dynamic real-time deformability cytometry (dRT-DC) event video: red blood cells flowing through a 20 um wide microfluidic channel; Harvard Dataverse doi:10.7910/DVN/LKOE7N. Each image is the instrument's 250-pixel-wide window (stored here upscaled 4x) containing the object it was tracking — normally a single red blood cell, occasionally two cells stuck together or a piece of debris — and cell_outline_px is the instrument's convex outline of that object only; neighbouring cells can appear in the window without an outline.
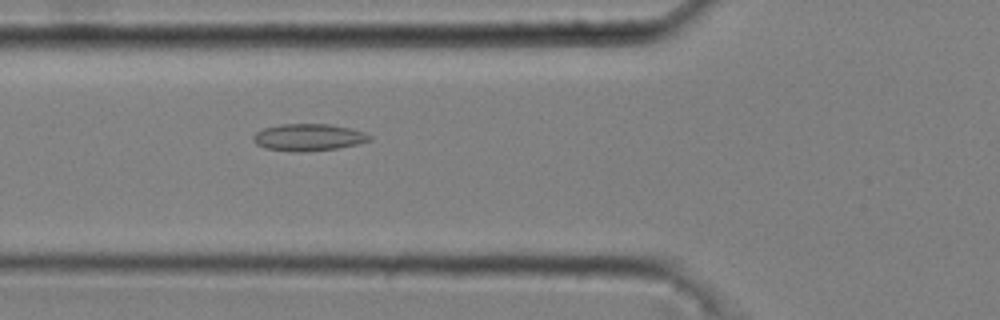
{"species": "common noctule bat (a hibernating species)", "species_latin": "Nyctalus noctula", "temperature_condition": "cold", "stored_images_in_passage": 49, "camera_frame_rate_fps": 3000, "um_per_image_px": 0.085, "animal": {"sex": "male", "body_mass_g": 20.4}, "frame": {"image": 1, "passage_image": 20, "time_ms": 6.333, "image_size_px": [1000, 320], "cell_outline_px": [[372, 140], [360, 144], [336, 148], [308, 152], [292, 152], [264, 148], [256, 144], [252, 140], [252, 136], [256, 132], [264, 128], [280, 124], [332, 124], [352, 128], [364, 132], [372, 136]], "centroid_in_image_um": [26.23, 11.68], "position_along_channel_um": 99.6, "area_um2": 18.67}}
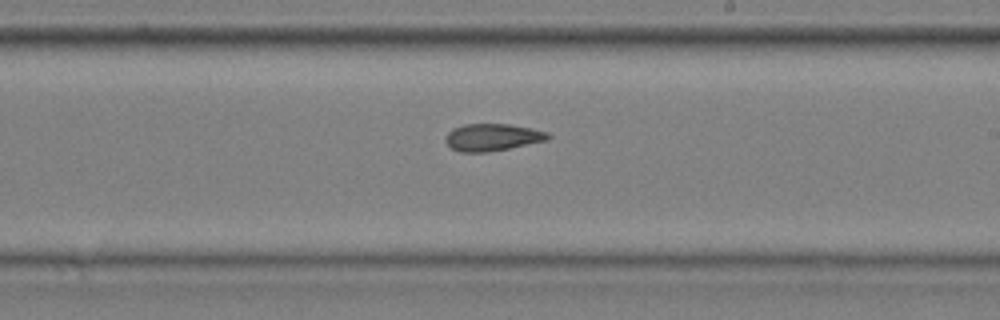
{"frame": {"image": 2, "passage_image": 32, "time_ms": 10.333, "image_size_px": [1000, 320], "cell_outline_px": [[552, 136], [548, 140], [488, 152], [460, 152], [452, 148], [444, 140], [448, 132], [452, 128], [464, 124], [508, 124], [532, 128], [548, 132]], "centroid_in_image_um": [41.86, 11.66], "position_along_channel_um": 247.1, "area_um2": 16.24}}
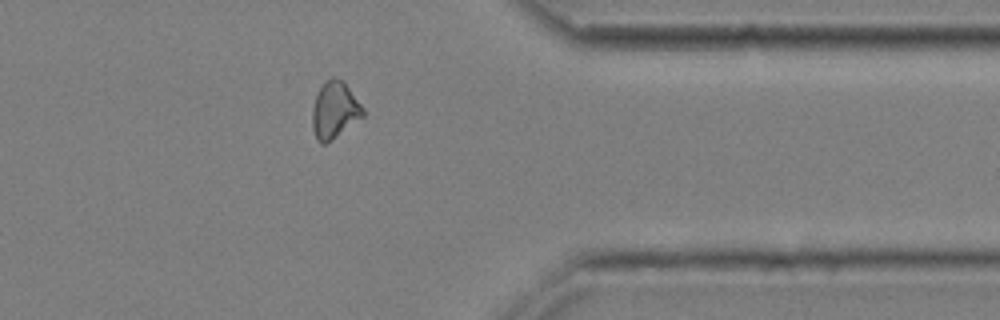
{"frame": {"image": 3, "passage_image": 44, "time_ms": 14.333, "image_size_px": [1000, 320], "cell_outline_px": [[364, 116], [332, 140], [324, 144], [320, 144], [316, 140], [312, 128], [312, 108], [316, 96], [320, 88], [332, 76], [336, 76], [344, 80], [364, 108]], "centroid_in_image_um": [28.45, 9.36], "position_along_channel_um": 383.0, "area_um2": 16.94}, "authors_computed_cell_mechanics": {"area_um2": 16.9932, "velocity_mm_per_s": 3.6896, "shape_relaxation_time_tau1_ms": 6.0071, "shape_relaxation_time_tau2_ms": 3.3278, "deformation_change_tau1": 0.0973, "deformation_change_tau2": 0.1071}}